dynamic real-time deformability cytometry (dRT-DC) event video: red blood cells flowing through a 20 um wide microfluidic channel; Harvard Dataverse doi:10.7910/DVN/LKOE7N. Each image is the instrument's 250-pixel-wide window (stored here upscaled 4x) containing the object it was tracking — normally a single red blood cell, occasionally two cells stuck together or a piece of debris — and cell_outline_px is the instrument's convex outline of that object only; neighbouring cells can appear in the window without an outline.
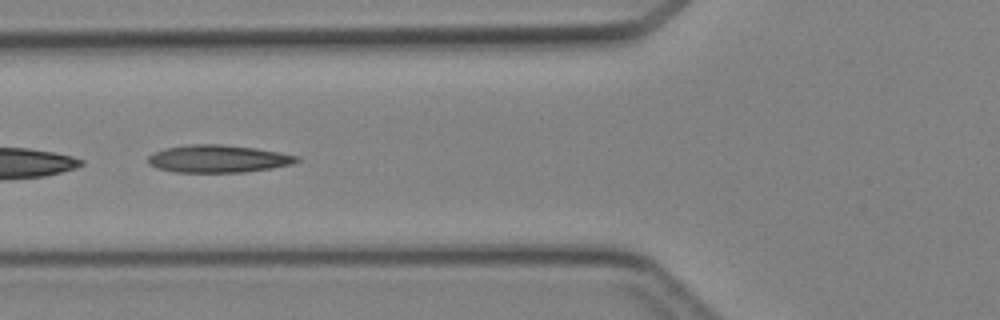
{"species": "Egyptian fruit bat (a non-hibernating species)", "species_latin": "Rousettus aegyptiacus", "temperature_condition": "cold", "stored_images_in_passage": 5, "camera_frame_rate_fps": 3000, "um_per_image_px": 0.085, "animal": {"sex": "female"}, "frame": {"image": 1, "passage_image": 5, "time_ms": 4.667, "image_size_px": [1000, 320], "cell_outline_px": [[300, 160], [292, 164], [272, 168], [244, 172], [176, 172], [156, 168], [148, 164], [148, 156], [152, 152], [164, 148], [188, 144], [220, 144], [256, 148], [280, 152], [300, 156]], "centroid_in_image_um": [18.53, 13.49], "position_along_channel_um": 107.3, "area_um2": 24.1}}